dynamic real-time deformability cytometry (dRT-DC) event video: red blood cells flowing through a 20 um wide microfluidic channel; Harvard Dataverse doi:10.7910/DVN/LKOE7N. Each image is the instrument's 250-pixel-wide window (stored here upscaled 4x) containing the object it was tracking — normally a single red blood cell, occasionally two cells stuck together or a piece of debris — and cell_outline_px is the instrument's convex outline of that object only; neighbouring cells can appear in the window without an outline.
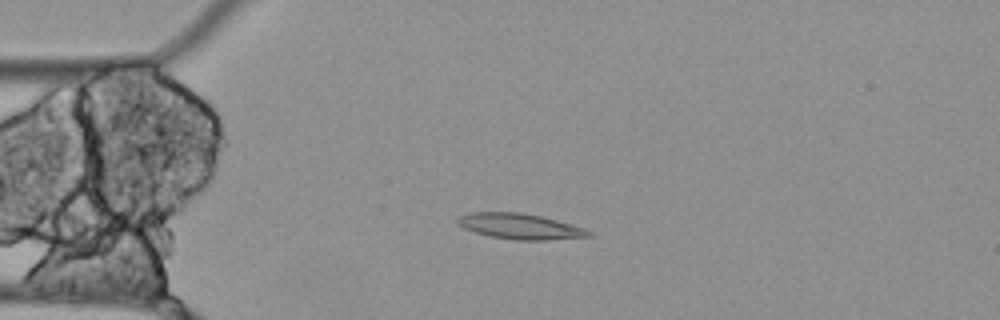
{"species": "Egyptian fruit bat (a non-hibernating species)", "species_latin": "Rousettus aegyptiacus", "temperature_condition": "cold", "stored_images_in_passage": 19, "camera_frame_rate_fps": 3000, "um_per_image_px": 0.085, "animal": {"sex": "female"}, "frame": {"image": 1, "passage_image": 1, "time_ms": 0.0, "image_size_px": [1000, 320], "cell_outline_px": [[596, 236], [548, 240], [516, 240], [492, 236], [476, 232], [464, 228], [456, 224], [456, 216], [472, 212], [520, 212], [540, 216], [556, 220], [584, 228], [592, 232]], "centroid_in_image_um": [44.2, 19.24], "position_along_channel_um": 40.8, "area_um2": 19.59}}
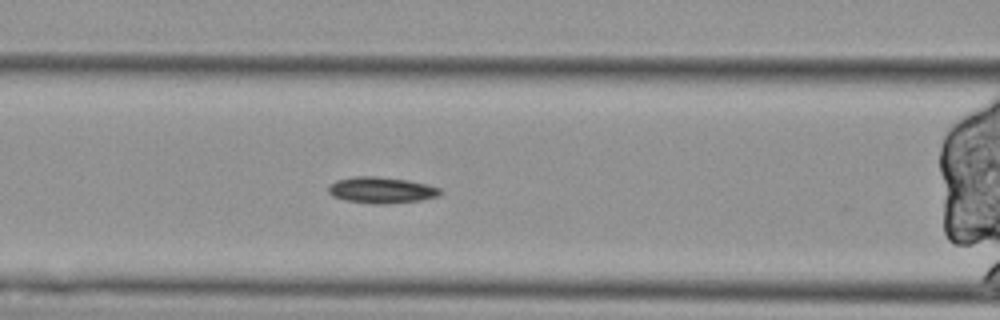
{"frame": {"image": 2, "passage_image": 10, "time_ms": 3.0, "image_size_px": [1000, 320], "cell_outline_px": [[444, 192], [440, 196], [420, 200], [384, 204], [372, 204], [344, 200], [332, 196], [328, 192], [328, 188], [336, 180], [356, 176], [376, 176], [408, 180], [440, 188]], "centroid_in_image_um": [32.43, 16.16], "position_along_channel_um": 134.2, "area_um2": 17.11}}
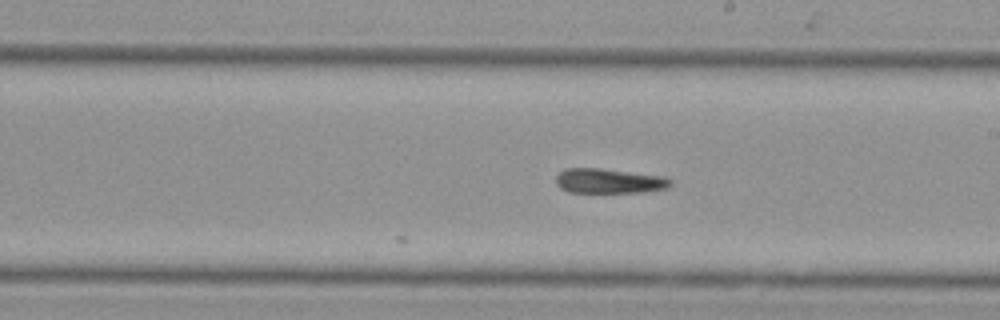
{"frame": {"image": 3, "passage_image": 19, "time_ms": 6.0, "image_size_px": [1000, 320], "cell_outline_px": [[672, 184], [668, 188], [644, 192], [568, 192], [560, 188], [556, 184], [556, 176], [564, 168], [600, 168], [664, 176], [672, 180]], "centroid_in_image_um": [51.77, 15.38], "position_along_channel_um": 237.2, "area_um2": 16.65}}